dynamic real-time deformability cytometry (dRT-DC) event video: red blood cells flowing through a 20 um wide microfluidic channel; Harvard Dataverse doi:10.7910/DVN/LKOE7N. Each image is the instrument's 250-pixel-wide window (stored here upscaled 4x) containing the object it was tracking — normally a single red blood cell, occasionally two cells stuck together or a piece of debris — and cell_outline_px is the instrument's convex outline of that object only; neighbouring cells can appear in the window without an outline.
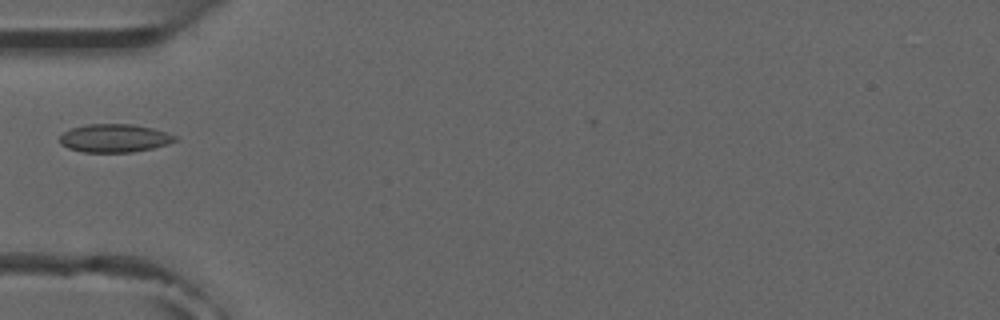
{"species": "common noctule bat (a hibernating species)", "species_latin": "Nyctalus noctula", "temperature_condition": "room temperature", "stored_images_in_passage": 2, "camera_frame_rate_fps": 3000, "um_per_image_px": 0.085, "animal": {"sex": "male", "forearm_length_mm": 52.5}, "frame": {"image": 1, "passage_image": 1, "time_ms": 0.0, "image_size_px": [1000, 320], "cell_outline_px": [[176, 140], [168, 144], [152, 148], [132, 152], [84, 152], [68, 148], [60, 144], [60, 136], [64, 132], [72, 128], [88, 124], [132, 124], [152, 128], [176, 136]], "centroid_in_image_um": [9.71, 11.74], "position_along_channel_um": 75.3, "area_um2": 18.79}}
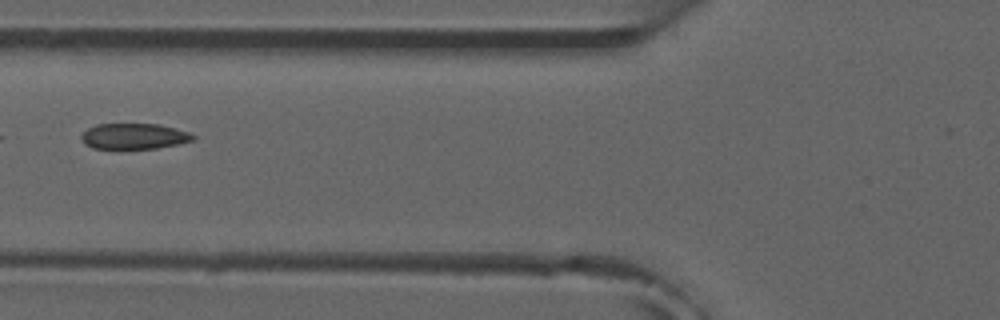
{"frame": {"image": 2, "passage_image": 2, "time_ms": 1.0, "image_size_px": [1000, 320], "cell_outline_px": [[196, 136], [192, 140], [176, 144], [156, 148], [92, 148], [84, 144], [80, 136], [88, 128], [96, 124], [160, 124], [188, 132]], "centroid_in_image_um": [11.36, 11.57], "position_along_channel_um": 114.4, "area_um2": 16.53}}